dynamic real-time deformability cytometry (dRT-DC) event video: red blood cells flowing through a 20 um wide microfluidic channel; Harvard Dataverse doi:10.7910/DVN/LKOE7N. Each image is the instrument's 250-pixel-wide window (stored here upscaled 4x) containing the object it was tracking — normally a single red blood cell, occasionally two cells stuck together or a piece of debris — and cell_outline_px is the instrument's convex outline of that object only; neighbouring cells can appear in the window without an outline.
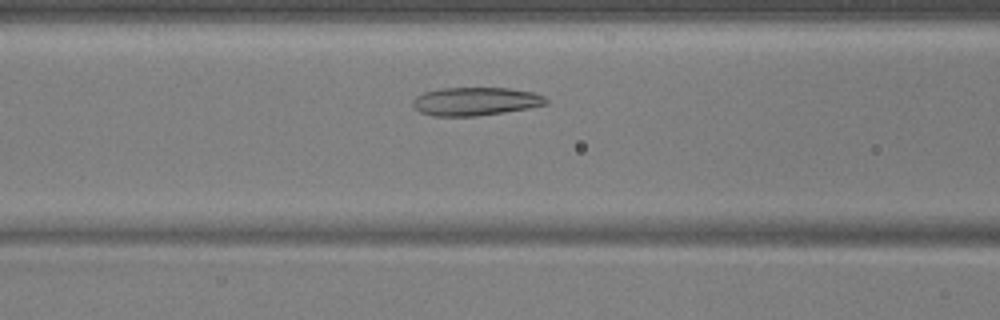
{"species": "common noctule bat (a hibernating species)", "species_latin": "Nyctalus noctula", "temperature_condition": "warm", "stored_images_in_passage": 34, "camera_frame_rate_fps": 3000, "um_per_image_px": 0.085, "animal": {"sex": "male", "body_mass_g": 17.9, "forearm_length_mm": 54.2}, "frame": {"image": 1, "passage_image": 7, "time_ms": 2.0, "image_size_px": [1000, 320], "cell_outline_px": [[548, 104], [528, 108], [504, 112], [476, 116], [432, 116], [420, 112], [412, 104], [412, 100], [416, 96], [424, 92], [440, 88], [508, 88], [532, 92], [544, 96], [548, 100]], "centroid_in_image_um": [40.4, 8.62], "position_along_channel_um": 126.2, "area_um2": 21.96}}
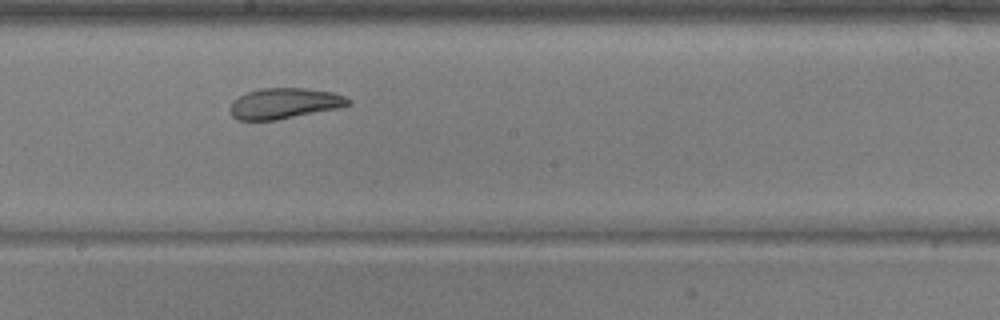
{"frame": {"image": 2, "passage_image": 15, "time_ms": 4.667, "image_size_px": [1000, 320], "cell_outline_px": [[352, 104], [336, 108], [276, 120], [236, 120], [232, 116], [232, 100], [248, 92], [260, 88], [304, 88], [332, 92], [344, 96], [352, 100]], "centroid_in_image_um": [24.18, 8.78], "position_along_channel_um": 224.0, "area_um2": 20.87}}
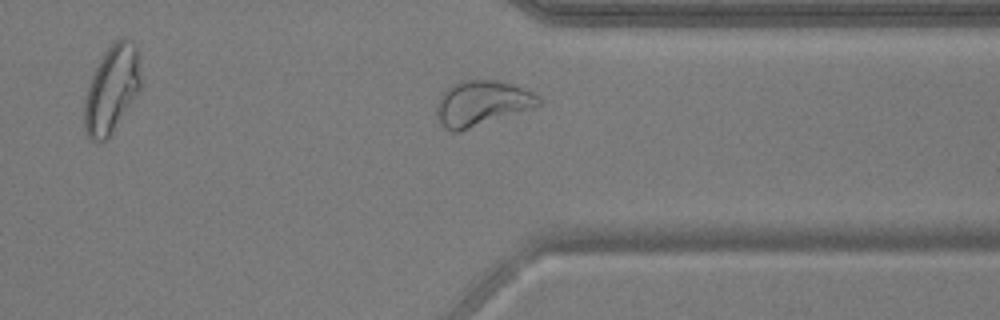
{"frame": {"image": 3, "passage_image": 27, "time_ms": 8.667, "image_size_px": [1000, 320], "cell_outline_px": [[544, 100], [536, 108], [460, 132], [452, 132], [444, 128], [436, 112], [436, 100], [452, 84], [460, 80], [492, 80], [512, 84], [524, 88], [540, 96]], "centroid_in_image_um": [40.99, 8.79], "position_along_channel_um": 370.4, "area_um2": 27.34}, "authors_computed_cell_mechanics": {"area_um2": 22.3397, "velocity_mm_per_s": 3.6781, "shape_relaxation_time_tau1_ms": 9.8253, "shape_relaxation_time_tau2_ms": 1.9973, "deformation_change_tau1": 0.2116, "deformation_change_tau2": 0.0888}}